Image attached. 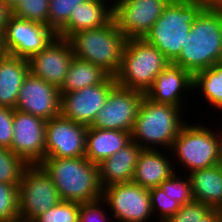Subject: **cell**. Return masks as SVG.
<instances>
[{
    "label": "cell",
    "instance_id": "1",
    "mask_svg": "<svg viewBox=\"0 0 222 222\" xmlns=\"http://www.w3.org/2000/svg\"><path fill=\"white\" fill-rule=\"evenodd\" d=\"M196 119L198 118H194L193 122H187L173 141L170 153L176 172L189 174L196 170L215 166L219 162L218 117L215 125L213 121L212 123L210 121L209 125L206 122L208 118L205 123L200 121L202 117L198 119L199 121ZM217 124L218 127H216Z\"/></svg>",
    "mask_w": 222,
    "mask_h": 222
},
{
    "label": "cell",
    "instance_id": "2",
    "mask_svg": "<svg viewBox=\"0 0 222 222\" xmlns=\"http://www.w3.org/2000/svg\"><path fill=\"white\" fill-rule=\"evenodd\" d=\"M222 63V10H201L173 64L193 75Z\"/></svg>",
    "mask_w": 222,
    "mask_h": 222
},
{
    "label": "cell",
    "instance_id": "3",
    "mask_svg": "<svg viewBox=\"0 0 222 222\" xmlns=\"http://www.w3.org/2000/svg\"><path fill=\"white\" fill-rule=\"evenodd\" d=\"M185 112L181 107L155 103L144 95L131 133L132 141L142 149L170 150L190 120Z\"/></svg>",
    "mask_w": 222,
    "mask_h": 222
},
{
    "label": "cell",
    "instance_id": "4",
    "mask_svg": "<svg viewBox=\"0 0 222 222\" xmlns=\"http://www.w3.org/2000/svg\"><path fill=\"white\" fill-rule=\"evenodd\" d=\"M39 164L50 175L61 200L85 203L102 198L98 165L87 158H44Z\"/></svg>",
    "mask_w": 222,
    "mask_h": 222
},
{
    "label": "cell",
    "instance_id": "5",
    "mask_svg": "<svg viewBox=\"0 0 222 222\" xmlns=\"http://www.w3.org/2000/svg\"><path fill=\"white\" fill-rule=\"evenodd\" d=\"M201 10L194 0H171L143 38L173 63L179 57L186 34Z\"/></svg>",
    "mask_w": 222,
    "mask_h": 222
},
{
    "label": "cell",
    "instance_id": "6",
    "mask_svg": "<svg viewBox=\"0 0 222 222\" xmlns=\"http://www.w3.org/2000/svg\"><path fill=\"white\" fill-rule=\"evenodd\" d=\"M169 63L165 55L144 38H130L126 42L120 68L114 75L116 84L146 94L156 76Z\"/></svg>",
    "mask_w": 222,
    "mask_h": 222
},
{
    "label": "cell",
    "instance_id": "7",
    "mask_svg": "<svg viewBox=\"0 0 222 222\" xmlns=\"http://www.w3.org/2000/svg\"><path fill=\"white\" fill-rule=\"evenodd\" d=\"M127 40L114 19L101 28L79 31L69 38L74 57L99 65L113 76L120 68Z\"/></svg>",
    "mask_w": 222,
    "mask_h": 222
},
{
    "label": "cell",
    "instance_id": "8",
    "mask_svg": "<svg viewBox=\"0 0 222 222\" xmlns=\"http://www.w3.org/2000/svg\"><path fill=\"white\" fill-rule=\"evenodd\" d=\"M18 200L20 221L33 222L56 206L61 197L44 168L40 164H28L18 185Z\"/></svg>",
    "mask_w": 222,
    "mask_h": 222
},
{
    "label": "cell",
    "instance_id": "9",
    "mask_svg": "<svg viewBox=\"0 0 222 222\" xmlns=\"http://www.w3.org/2000/svg\"><path fill=\"white\" fill-rule=\"evenodd\" d=\"M102 198L114 222H149L154 217L149 190L133 182L103 188Z\"/></svg>",
    "mask_w": 222,
    "mask_h": 222
},
{
    "label": "cell",
    "instance_id": "10",
    "mask_svg": "<svg viewBox=\"0 0 222 222\" xmlns=\"http://www.w3.org/2000/svg\"><path fill=\"white\" fill-rule=\"evenodd\" d=\"M145 94L116 85L90 127L132 133Z\"/></svg>",
    "mask_w": 222,
    "mask_h": 222
},
{
    "label": "cell",
    "instance_id": "11",
    "mask_svg": "<svg viewBox=\"0 0 222 222\" xmlns=\"http://www.w3.org/2000/svg\"><path fill=\"white\" fill-rule=\"evenodd\" d=\"M170 1L118 0L113 4V19L128 39L143 38Z\"/></svg>",
    "mask_w": 222,
    "mask_h": 222
},
{
    "label": "cell",
    "instance_id": "12",
    "mask_svg": "<svg viewBox=\"0 0 222 222\" xmlns=\"http://www.w3.org/2000/svg\"><path fill=\"white\" fill-rule=\"evenodd\" d=\"M115 77L109 75L102 83L88 86L71 93H60V114L72 121L91 126L96 114L107 100L109 92L116 86Z\"/></svg>",
    "mask_w": 222,
    "mask_h": 222
},
{
    "label": "cell",
    "instance_id": "13",
    "mask_svg": "<svg viewBox=\"0 0 222 222\" xmlns=\"http://www.w3.org/2000/svg\"><path fill=\"white\" fill-rule=\"evenodd\" d=\"M87 129L61 114L46 121L45 158L85 157Z\"/></svg>",
    "mask_w": 222,
    "mask_h": 222
},
{
    "label": "cell",
    "instance_id": "14",
    "mask_svg": "<svg viewBox=\"0 0 222 222\" xmlns=\"http://www.w3.org/2000/svg\"><path fill=\"white\" fill-rule=\"evenodd\" d=\"M55 36L56 33L48 25L12 15L4 31V46L7 54L29 59L44 49Z\"/></svg>",
    "mask_w": 222,
    "mask_h": 222
},
{
    "label": "cell",
    "instance_id": "15",
    "mask_svg": "<svg viewBox=\"0 0 222 222\" xmlns=\"http://www.w3.org/2000/svg\"><path fill=\"white\" fill-rule=\"evenodd\" d=\"M73 58L69 39L55 36L44 49L28 59L29 72L60 89Z\"/></svg>",
    "mask_w": 222,
    "mask_h": 222
},
{
    "label": "cell",
    "instance_id": "16",
    "mask_svg": "<svg viewBox=\"0 0 222 222\" xmlns=\"http://www.w3.org/2000/svg\"><path fill=\"white\" fill-rule=\"evenodd\" d=\"M45 127L44 119L14 109L12 152L27 164H39L45 158Z\"/></svg>",
    "mask_w": 222,
    "mask_h": 222
},
{
    "label": "cell",
    "instance_id": "17",
    "mask_svg": "<svg viewBox=\"0 0 222 222\" xmlns=\"http://www.w3.org/2000/svg\"><path fill=\"white\" fill-rule=\"evenodd\" d=\"M193 86L192 73L183 69L181 66L169 63L168 66L156 76L153 85L146 92L145 96L155 103L181 107L187 112V106L190 105L189 107H192V103L190 104V94L193 95L192 99L195 95L193 93Z\"/></svg>",
    "mask_w": 222,
    "mask_h": 222
},
{
    "label": "cell",
    "instance_id": "18",
    "mask_svg": "<svg viewBox=\"0 0 222 222\" xmlns=\"http://www.w3.org/2000/svg\"><path fill=\"white\" fill-rule=\"evenodd\" d=\"M60 106L59 88L29 72L21 86L15 110L49 121L60 115Z\"/></svg>",
    "mask_w": 222,
    "mask_h": 222
},
{
    "label": "cell",
    "instance_id": "19",
    "mask_svg": "<svg viewBox=\"0 0 222 222\" xmlns=\"http://www.w3.org/2000/svg\"><path fill=\"white\" fill-rule=\"evenodd\" d=\"M113 19V4L108 0H86L71 10L69 20L56 32V36L69 39L74 33L97 29Z\"/></svg>",
    "mask_w": 222,
    "mask_h": 222
},
{
    "label": "cell",
    "instance_id": "20",
    "mask_svg": "<svg viewBox=\"0 0 222 222\" xmlns=\"http://www.w3.org/2000/svg\"><path fill=\"white\" fill-rule=\"evenodd\" d=\"M176 172L170 150L142 149L132 182L145 189L159 187Z\"/></svg>",
    "mask_w": 222,
    "mask_h": 222
},
{
    "label": "cell",
    "instance_id": "21",
    "mask_svg": "<svg viewBox=\"0 0 222 222\" xmlns=\"http://www.w3.org/2000/svg\"><path fill=\"white\" fill-rule=\"evenodd\" d=\"M142 148L134 141L98 164L101 188L116 183L132 182L135 166Z\"/></svg>",
    "mask_w": 222,
    "mask_h": 222
},
{
    "label": "cell",
    "instance_id": "22",
    "mask_svg": "<svg viewBox=\"0 0 222 222\" xmlns=\"http://www.w3.org/2000/svg\"><path fill=\"white\" fill-rule=\"evenodd\" d=\"M28 74V59L11 54L0 57V106L16 108L21 86Z\"/></svg>",
    "mask_w": 222,
    "mask_h": 222
},
{
    "label": "cell",
    "instance_id": "23",
    "mask_svg": "<svg viewBox=\"0 0 222 222\" xmlns=\"http://www.w3.org/2000/svg\"><path fill=\"white\" fill-rule=\"evenodd\" d=\"M131 141L130 132L89 126L86 133L85 158L98 165Z\"/></svg>",
    "mask_w": 222,
    "mask_h": 222
},
{
    "label": "cell",
    "instance_id": "24",
    "mask_svg": "<svg viewBox=\"0 0 222 222\" xmlns=\"http://www.w3.org/2000/svg\"><path fill=\"white\" fill-rule=\"evenodd\" d=\"M194 201L218 208L222 204V168L215 166L188 174Z\"/></svg>",
    "mask_w": 222,
    "mask_h": 222
},
{
    "label": "cell",
    "instance_id": "25",
    "mask_svg": "<svg viewBox=\"0 0 222 222\" xmlns=\"http://www.w3.org/2000/svg\"><path fill=\"white\" fill-rule=\"evenodd\" d=\"M193 85V93H199L198 95H200L195 97L197 99L201 97L205 100L203 102L201 99L202 104L199 102L198 105L204 104L206 107L207 104V111L219 113L220 116L218 114L217 116L222 119V63L214 64L210 68L196 72L193 75Z\"/></svg>",
    "mask_w": 222,
    "mask_h": 222
},
{
    "label": "cell",
    "instance_id": "26",
    "mask_svg": "<svg viewBox=\"0 0 222 222\" xmlns=\"http://www.w3.org/2000/svg\"><path fill=\"white\" fill-rule=\"evenodd\" d=\"M110 74L99 65L74 57L60 93H71L102 83Z\"/></svg>",
    "mask_w": 222,
    "mask_h": 222
},
{
    "label": "cell",
    "instance_id": "27",
    "mask_svg": "<svg viewBox=\"0 0 222 222\" xmlns=\"http://www.w3.org/2000/svg\"><path fill=\"white\" fill-rule=\"evenodd\" d=\"M28 164L11 149L0 146V182L19 185Z\"/></svg>",
    "mask_w": 222,
    "mask_h": 222
},
{
    "label": "cell",
    "instance_id": "28",
    "mask_svg": "<svg viewBox=\"0 0 222 222\" xmlns=\"http://www.w3.org/2000/svg\"><path fill=\"white\" fill-rule=\"evenodd\" d=\"M159 187L181 205L194 201L188 174L175 172L170 178L163 181Z\"/></svg>",
    "mask_w": 222,
    "mask_h": 222
},
{
    "label": "cell",
    "instance_id": "29",
    "mask_svg": "<svg viewBox=\"0 0 222 222\" xmlns=\"http://www.w3.org/2000/svg\"><path fill=\"white\" fill-rule=\"evenodd\" d=\"M18 185L0 182V222H19Z\"/></svg>",
    "mask_w": 222,
    "mask_h": 222
},
{
    "label": "cell",
    "instance_id": "30",
    "mask_svg": "<svg viewBox=\"0 0 222 222\" xmlns=\"http://www.w3.org/2000/svg\"><path fill=\"white\" fill-rule=\"evenodd\" d=\"M150 202L155 221L163 222L172 217L180 208L181 204L160 188H152L149 190Z\"/></svg>",
    "mask_w": 222,
    "mask_h": 222
},
{
    "label": "cell",
    "instance_id": "31",
    "mask_svg": "<svg viewBox=\"0 0 222 222\" xmlns=\"http://www.w3.org/2000/svg\"><path fill=\"white\" fill-rule=\"evenodd\" d=\"M12 14L20 19L48 25L49 0H22Z\"/></svg>",
    "mask_w": 222,
    "mask_h": 222
},
{
    "label": "cell",
    "instance_id": "32",
    "mask_svg": "<svg viewBox=\"0 0 222 222\" xmlns=\"http://www.w3.org/2000/svg\"><path fill=\"white\" fill-rule=\"evenodd\" d=\"M79 203L61 200L56 206L48 209L33 222H78Z\"/></svg>",
    "mask_w": 222,
    "mask_h": 222
},
{
    "label": "cell",
    "instance_id": "33",
    "mask_svg": "<svg viewBox=\"0 0 222 222\" xmlns=\"http://www.w3.org/2000/svg\"><path fill=\"white\" fill-rule=\"evenodd\" d=\"M86 0H49L48 26L56 33L68 20L73 8Z\"/></svg>",
    "mask_w": 222,
    "mask_h": 222
},
{
    "label": "cell",
    "instance_id": "34",
    "mask_svg": "<svg viewBox=\"0 0 222 222\" xmlns=\"http://www.w3.org/2000/svg\"><path fill=\"white\" fill-rule=\"evenodd\" d=\"M107 203L103 198L79 203V221L78 222H114L110 215Z\"/></svg>",
    "mask_w": 222,
    "mask_h": 222
},
{
    "label": "cell",
    "instance_id": "35",
    "mask_svg": "<svg viewBox=\"0 0 222 222\" xmlns=\"http://www.w3.org/2000/svg\"><path fill=\"white\" fill-rule=\"evenodd\" d=\"M211 209L209 205L192 201L181 205V208L163 222H198Z\"/></svg>",
    "mask_w": 222,
    "mask_h": 222
},
{
    "label": "cell",
    "instance_id": "36",
    "mask_svg": "<svg viewBox=\"0 0 222 222\" xmlns=\"http://www.w3.org/2000/svg\"><path fill=\"white\" fill-rule=\"evenodd\" d=\"M14 109L0 106V146L9 148L13 139Z\"/></svg>",
    "mask_w": 222,
    "mask_h": 222
},
{
    "label": "cell",
    "instance_id": "37",
    "mask_svg": "<svg viewBox=\"0 0 222 222\" xmlns=\"http://www.w3.org/2000/svg\"><path fill=\"white\" fill-rule=\"evenodd\" d=\"M12 10L7 6V4L0 0V30L5 31L7 23L12 16Z\"/></svg>",
    "mask_w": 222,
    "mask_h": 222
},
{
    "label": "cell",
    "instance_id": "38",
    "mask_svg": "<svg viewBox=\"0 0 222 222\" xmlns=\"http://www.w3.org/2000/svg\"><path fill=\"white\" fill-rule=\"evenodd\" d=\"M202 10H222V0H194Z\"/></svg>",
    "mask_w": 222,
    "mask_h": 222
},
{
    "label": "cell",
    "instance_id": "39",
    "mask_svg": "<svg viewBox=\"0 0 222 222\" xmlns=\"http://www.w3.org/2000/svg\"><path fill=\"white\" fill-rule=\"evenodd\" d=\"M198 222H219V209L211 208Z\"/></svg>",
    "mask_w": 222,
    "mask_h": 222
},
{
    "label": "cell",
    "instance_id": "40",
    "mask_svg": "<svg viewBox=\"0 0 222 222\" xmlns=\"http://www.w3.org/2000/svg\"><path fill=\"white\" fill-rule=\"evenodd\" d=\"M221 120V122H220ZM219 123V140H220V152H219V162L218 165L222 168V119L218 118ZM221 128V129H220Z\"/></svg>",
    "mask_w": 222,
    "mask_h": 222
},
{
    "label": "cell",
    "instance_id": "41",
    "mask_svg": "<svg viewBox=\"0 0 222 222\" xmlns=\"http://www.w3.org/2000/svg\"><path fill=\"white\" fill-rule=\"evenodd\" d=\"M7 54V51L4 46V32L0 30V57Z\"/></svg>",
    "mask_w": 222,
    "mask_h": 222
},
{
    "label": "cell",
    "instance_id": "42",
    "mask_svg": "<svg viewBox=\"0 0 222 222\" xmlns=\"http://www.w3.org/2000/svg\"><path fill=\"white\" fill-rule=\"evenodd\" d=\"M22 0H5L7 6L13 11Z\"/></svg>",
    "mask_w": 222,
    "mask_h": 222
},
{
    "label": "cell",
    "instance_id": "43",
    "mask_svg": "<svg viewBox=\"0 0 222 222\" xmlns=\"http://www.w3.org/2000/svg\"><path fill=\"white\" fill-rule=\"evenodd\" d=\"M219 222H222V209H219Z\"/></svg>",
    "mask_w": 222,
    "mask_h": 222
},
{
    "label": "cell",
    "instance_id": "44",
    "mask_svg": "<svg viewBox=\"0 0 222 222\" xmlns=\"http://www.w3.org/2000/svg\"><path fill=\"white\" fill-rule=\"evenodd\" d=\"M108 1H110L112 4H114L118 0H108Z\"/></svg>",
    "mask_w": 222,
    "mask_h": 222
}]
</instances>
